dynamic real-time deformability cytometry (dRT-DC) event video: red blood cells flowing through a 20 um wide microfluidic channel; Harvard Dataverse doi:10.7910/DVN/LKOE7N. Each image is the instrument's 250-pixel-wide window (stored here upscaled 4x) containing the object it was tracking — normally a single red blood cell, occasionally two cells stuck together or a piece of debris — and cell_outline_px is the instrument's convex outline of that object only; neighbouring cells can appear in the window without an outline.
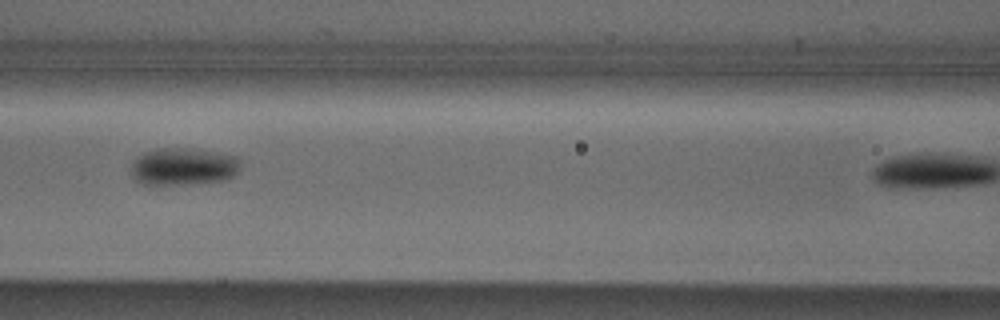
{"species": "Egyptian fruit bat (a non-hibernating species)", "species_latin": "Rousettus aegyptiacus", "temperature_condition": "cold", "stored_images_in_passage": 6, "camera_frame_rate_fps": 3000, "um_per_image_px": 0.085, "animal": {"sex": "male"}, "frame": {"image": 1, "passage_image": 5, "time_ms": 1.333, "image_size_px": [1000, 320], "cell_outline_px": [[240, 168], [232, 176], [224, 180], [188, 184], [140, 184], [132, 180], [128, 172], [132, 160], [144, 152], [156, 148], [192, 148], [216, 152], [236, 156], [240, 164]], "centroid_in_image_um": [15.48, 14.15], "position_along_channel_um": 151.1, "area_um2": 24.28}}